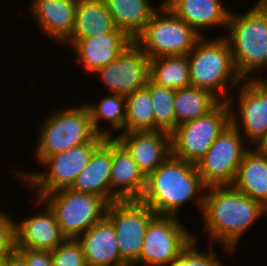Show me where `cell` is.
Wrapping results in <instances>:
<instances>
[{
    "label": "cell",
    "instance_id": "cell-40",
    "mask_svg": "<svg viewBox=\"0 0 267 266\" xmlns=\"http://www.w3.org/2000/svg\"><path fill=\"white\" fill-rule=\"evenodd\" d=\"M262 80L267 84V78H262Z\"/></svg>",
    "mask_w": 267,
    "mask_h": 266
},
{
    "label": "cell",
    "instance_id": "cell-10",
    "mask_svg": "<svg viewBox=\"0 0 267 266\" xmlns=\"http://www.w3.org/2000/svg\"><path fill=\"white\" fill-rule=\"evenodd\" d=\"M240 131L230 123L196 164L207 187L233 184L243 156L250 148L244 145Z\"/></svg>",
    "mask_w": 267,
    "mask_h": 266
},
{
    "label": "cell",
    "instance_id": "cell-25",
    "mask_svg": "<svg viewBox=\"0 0 267 266\" xmlns=\"http://www.w3.org/2000/svg\"><path fill=\"white\" fill-rule=\"evenodd\" d=\"M117 29L132 40L144 29L158 10L149 0H104Z\"/></svg>",
    "mask_w": 267,
    "mask_h": 266
},
{
    "label": "cell",
    "instance_id": "cell-24",
    "mask_svg": "<svg viewBox=\"0 0 267 266\" xmlns=\"http://www.w3.org/2000/svg\"><path fill=\"white\" fill-rule=\"evenodd\" d=\"M116 29L104 0H78L74 30L69 39H87Z\"/></svg>",
    "mask_w": 267,
    "mask_h": 266
},
{
    "label": "cell",
    "instance_id": "cell-3",
    "mask_svg": "<svg viewBox=\"0 0 267 266\" xmlns=\"http://www.w3.org/2000/svg\"><path fill=\"white\" fill-rule=\"evenodd\" d=\"M187 56L191 86L209 91L221 102H228L231 90L242 82L228 41L224 37L212 40L202 37Z\"/></svg>",
    "mask_w": 267,
    "mask_h": 266
},
{
    "label": "cell",
    "instance_id": "cell-15",
    "mask_svg": "<svg viewBox=\"0 0 267 266\" xmlns=\"http://www.w3.org/2000/svg\"><path fill=\"white\" fill-rule=\"evenodd\" d=\"M133 40L121 29L87 39H68L78 63L85 71L95 73L99 68L115 60Z\"/></svg>",
    "mask_w": 267,
    "mask_h": 266
},
{
    "label": "cell",
    "instance_id": "cell-34",
    "mask_svg": "<svg viewBox=\"0 0 267 266\" xmlns=\"http://www.w3.org/2000/svg\"><path fill=\"white\" fill-rule=\"evenodd\" d=\"M16 252L23 258L26 266H54L51 251L17 248Z\"/></svg>",
    "mask_w": 267,
    "mask_h": 266
},
{
    "label": "cell",
    "instance_id": "cell-32",
    "mask_svg": "<svg viewBox=\"0 0 267 266\" xmlns=\"http://www.w3.org/2000/svg\"><path fill=\"white\" fill-rule=\"evenodd\" d=\"M0 210V257H7L17 250L16 221Z\"/></svg>",
    "mask_w": 267,
    "mask_h": 266
},
{
    "label": "cell",
    "instance_id": "cell-21",
    "mask_svg": "<svg viewBox=\"0 0 267 266\" xmlns=\"http://www.w3.org/2000/svg\"><path fill=\"white\" fill-rule=\"evenodd\" d=\"M162 4L202 37L205 35L201 29L220 25L227 27L231 12L220 0H164Z\"/></svg>",
    "mask_w": 267,
    "mask_h": 266
},
{
    "label": "cell",
    "instance_id": "cell-30",
    "mask_svg": "<svg viewBox=\"0 0 267 266\" xmlns=\"http://www.w3.org/2000/svg\"><path fill=\"white\" fill-rule=\"evenodd\" d=\"M145 87L149 90L152 100L155 131L162 130L171 134L175 130V90L158 86L150 79Z\"/></svg>",
    "mask_w": 267,
    "mask_h": 266
},
{
    "label": "cell",
    "instance_id": "cell-38",
    "mask_svg": "<svg viewBox=\"0 0 267 266\" xmlns=\"http://www.w3.org/2000/svg\"><path fill=\"white\" fill-rule=\"evenodd\" d=\"M6 257H0V266H4Z\"/></svg>",
    "mask_w": 267,
    "mask_h": 266
},
{
    "label": "cell",
    "instance_id": "cell-17",
    "mask_svg": "<svg viewBox=\"0 0 267 266\" xmlns=\"http://www.w3.org/2000/svg\"><path fill=\"white\" fill-rule=\"evenodd\" d=\"M146 176L127 149L111 138L110 203L139 200L145 190Z\"/></svg>",
    "mask_w": 267,
    "mask_h": 266
},
{
    "label": "cell",
    "instance_id": "cell-4",
    "mask_svg": "<svg viewBox=\"0 0 267 266\" xmlns=\"http://www.w3.org/2000/svg\"><path fill=\"white\" fill-rule=\"evenodd\" d=\"M227 29L230 33L224 38L230 45L238 75L242 80L252 79L253 72L267 67V8L258 0L244 14L231 11Z\"/></svg>",
    "mask_w": 267,
    "mask_h": 266
},
{
    "label": "cell",
    "instance_id": "cell-39",
    "mask_svg": "<svg viewBox=\"0 0 267 266\" xmlns=\"http://www.w3.org/2000/svg\"><path fill=\"white\" fill-rule=\"evenodd\" d=\"M262 5L267 8V0H259Z\"/></svg>",
    "mask_w": 267,
    "mask_h": 266
},
{
    "label": "cell",
    "instance_id": "cell-28",
    "mask_svg": "<svg viewBox=\"0 0 267 266\" xmlns=\"http://www.w3.org/2000/svg\"><path fill=\"white\" fill-rule=\"evenodd\" d=\"M85 105L89 110L93 128L98 135L109 139L114 138L112 137L113 133H111V131L114 129L115 132L116 130L119 132L118 135L124 133V124L126 118L125 96L112 93L111 96L109 95L108 97H103L99 105H93L90 102L89 104L85 103ZM100 119H105V121H108L110 123L108 124L110 125L108 129L99 128L101 127V125L99 126Z\"/></svg>",
    "mask_w": 267,
    "mask_h": 266
},
{
    "label": "cell",
    "instance_id": "cell-2",
    "mask_svg": "<svg viewBox=\"0 0 267 266\" xmlns=\"http://www.w3.org/2000/svg\"><path fill=\"white\" fill-rule=\"evenodd\" d=\"M206 188L195 164L171 154L146 177L145 190L139 200L156 215L177 217L181 207L196 197L195 203L202 212Z\"/></svg>",
    "mask_w": 267,
    "mask_h": 266
},
{
    "label": "cell",
    "instance_id": "cell-23",
    "mask_svg": "<svg viewBox=\"0 0 267 266\" xmlns=\"http://www.w3.org/2000/svg\"><path fill=\"white\" fill-rule=\"evenodd\" d=\"M254 148L245 152L232 186L267 209V155Z\"/></svg>",
    "mask_w": 267,
    "mask_h": 266
},
{
    "label": "cell",
    "instance_id": "cell-7",
    "mask_svg": "<svg viewBox=\"0 0 267 266\" xmlns=\"http://www.w3.org/2000/svg\"><path fill=\"white\" fill-rule=\"evenodd\" d=\"M152 15L133 42L150 58L188 55L202 38L164 4Z\"/></svg>",
    "mask_w": 267,
    "mask_h": 266
},
{
    "label": "cell",
    "instance_id": "cell-36",
    "mask_svg": "<svg viewBox=\"0 0 267 266\" xmlns=\"http://www.w3.org/2000/svg\"><path fill=\"white\" fill-rule=\"evenodd\" d=\"M165 266H186V248L178 257L174 258L169 264Z\"/></svg>",
    "mask_w": 267,
    "mask_h": 266
},
{
    "label": "cell",
    "instance_id": "cell-37",
    "mask_svg": "<svg viewBox=\"0 0 267 266\" xmlns=\"http://www.w3.org/2000/svg\"><path fill=\"white\" fill-rule=\"evenodd\" d=\"M258 148L263 151L267 155V136L266 138L262 141V143L258 146Z\"/></svg>",
    "mask_w": 267,
    "mask_h": 266
},
{
    "label": "cell",
    "instance_id": "cell-33",
    "mask_svg": "<svg viewBox=\"0 0 267 266\" xmlns=\"http://www.w3.org/2000/svg\"><path fill=\"white\" fill-rule=\"evenodd\" d=\"M197 239L191 241L186 247V266H222V263L217 259V253L210 250L209 254L197 250L195 247Z\"/></svg>",
    "mask_w": 267,
    "mask_h": 266
},
{
    "label": "cell",
    "instance_id": "cell-12",
    "mask_svg": "<svg viewBox=\"0 0 267 266\" xmlns=\"http://www.w3.org/2000/svg\"><path fill=\"white\" fill-rule=\"evenodd\" d=\"M178 218L155 215L150 220L139 259L133 266H165L181 254L195 235Z\"/></svg>",
    "mask_w": 267,
    "mask_h": 266
},
{
    "label": "cell",
    "instance_id": "cell-29",
    "mask_svg": "<svg viewBox=\"0 0 267 266\" xmlns=\"http://www.w3.org/2000/svg\"><path fill=\"white\" fill-rule=\"evenodd\" d=\"M124 132L155 131V118L150 92L146 87L125 96Z\"/></svg>",
    "mask_w": 267,
    "mask_h": 266
},
{
    "label": "cell",
    "instance_id": "cell-31",
    "mask_svg": "<svg viewBox=\"0 0 267 266\" xmlns=\"http://www.w3.org/2000/svg\"><path fill=\"white\" fill-rule=\"evenodd\" d=\"M54 266H87L83 247L77 238H66L51 251Z\"/></svg>",
    "mask_w": 267,
    "mask_h": 266
},
{
    "label": "cell",
    "instance_id": "cell-20",
    "mask_svg": "<svg viewBox=\"0 0 267 266\" xmlns=\"http://www.w3.org/2000/svg\"><path fill=\"white\" fill-rule=\"evenodd\" d=\"M87 266H127L119 252L113 223L104 216L78 238Z\"/></svg>",
    "mask_w": 267,
    "mask_h": 266
},
{
    "label": "cell",
    "instance_id": "cell-13",
    "mask_svg": "<svg viewBox=\"0 0 267 266\" xmlns=\"http://www.w3.org/2000/svg\"><path fill=\"white\" fill-rule=\"evenodd\" d=\"M235 90H240L237 108L239 113H235L230 98L228 103L231 108V123L236 128L242 123L240 129L250 138L249 142L258 147L267 136V84L260 77L254 76L252 79H243Z\"/></svg>",
    "mask_w": 267,
    "mask_h": 266
},
{
    "label": "cell",
    "instance_id": "cell-6",
    "mask_svg": "<svg viewBox=\"0 0 267 266\" xmlns=\"http://www.w3.org/2000/svg\"><path fill=\"white\" fill-rule=\"evenodd\" d=\"M95 132L87 106L67 107L46 117L41 125L35 153L41 163L49 156L91 142Z\"/></svg>",
    "mask_w": 267,
    "mask_h": 266
},
{
    "label": "cell",
    "instance_id": "cell-11",
    "mask_svg": "<svg viewBox=\"0 0 267 266\" xmlns=\"http://www.w3.org/2000/svg\"><path fill=\"white\" fill-rule=\"evenodd\" d=\"M140 200H118L108 204L106 217L115 228L121 260L133 266L139 259L147 225L155 216Z\"/></svg>",
    "mask_w": 267,
    "mask_h": 266
},
{
    "label": "cell",
    "instance_id": "cell-9",
    "mask_svg": "<svg viewBox=\"0 0 267 266\" xmlns=\"http://www.w3.org/2000/svg\"><path fill=\"white\" fill-rule=\"evenodd\" d=\"M230 109L228 102H220L206 115L177 126L171 133L172 155L196 165L231 123Z\"/></svg>",
    "mask_w": 267,
    "mask_h": 266
},
{
    "label": "cell",
    "instance_id": "cell-8",
    "mask_svg": "<svg viewBox=\"0 0 267 266\" xmlns=\"http://www.w3.org/2000/svg\"><path fill=\"white\" fill-rule=\"evenodd\" d=\"M53 211L62 234L78 238L105 215L108 203L100 196L71 188L45 194L40 198Z\"/></svg>",
    "mask_w": 267,
    "mask_h": 266
},
{
    "label": "cell",
    "instance_id": "cell-5",
    "mask_svg": "<svg viewBox=\"0 0 267 266\" xmlns=\"http://www.w3.org/2000/svg\"><path fill=\"white\" fill-rule=\"evenodd\" d=\"M106 138L97 135L91 142L80 144L62 153L44 159L40 164L46 171L25 172L14 169L15 176L33 188L41 198L45 194L62 189L71 188L78 174L87 166L92 153L104 142ZM46 172V173H45Z\"/></svg>",
    "mask_w": 267,
    "mask_h": 266
},
{
    "label": "cell",
    "instance_id": "cell-27",
    "mask_svg": "<svg viewBox=\"0 0 267 266\" xmlns=\"http://www.w3.org/2000/svg\"><path fill=\"white\" fill-rule=\"evenodd\" d=\"M220 102L216 96L204 89L189 86L175 90V129L180 124L206 115Z\"/></svg>",
    "mask_w": 267,
    "mask_h": 266
},
{
    "label": "cell",
    "instance_id": "cell-22",
    "mask_svg": "<svg viewBox=\"0 0 267 266\" xmlns=\"http://www.w3.org/2000/svg\"><path fill=\"white\" fill-rule=\"evenodd\" d=\"M111 138L92 153L87 166L78 174L71 189L94 194L110 204Z\"/></svg>",
    "mask_w": 267,
    "mask_h": 266
},
{
    "label": "cell",
    "instance_id": "cell-26",
    "mask_svg": "<svg viewBox=\"0 0 267 266\" xmlns=\"http://www.w3.org/2000/svg\"><path fill=\"white\" fill-rule=\"evenodd\" d=\"M149 79L158 86L173 90L191 86L188 56L171 55L150 59Z\"/></svg>",
    "mask_w": 267,
    "mask_h": 266
},
{
    "label": "cell",
    "instance_id": "cell-16",
    "mask_svg": "<svg viewBox=\"0 0 267 266\" xmlns=\"http://www.w3.org/2000/svg\"><path fill=\"white\" fill-rule=\"evenodd\" d=\"M113 137L127 149L146 177L172 154L171 134L162 130L124 132Z\"/></svg>",
    "mask_w": 267,
    "mask_h": 266
},
{
    "label": "cell",
    "instance_id": "cell-1",
    "mask_svg": "<svg viewBox=\"0 0 267 266\" xmlns=\"http://www.w3.org/2000/svg\"><path fill=\"white\" fill-rule=\"evenodd\" d=\"M267 209L232 185L206 188L201 212L206 232L211 240L222 243L228 253L234 252L239 239Z\"/></svg>",
    "mask_w": 267,
    "mask_h": 266
},
{
    "label": "cell",
    "instance_id": "cell-14",
    "mask_svg": "<svg viewBox=\"0 0 267 266\" xmlns=\"http://www.w3.org/2000/svg\"><path fill=\"white\" fill-rule=\"evenodd\" d=\"M150 58L132 42L122 53L93 75L100 77L110 93L127 96L147 85Z\"/></svg>",
    "mask_w": 267,
    "mask_h": 266
},
{
    "label": "cell",
    "instance_id": "cell-18",
    "mask_svg": "<svg viewBox=\"0 0 267 266\" xmlns=\"http://www.w3.org/2000/svg\"><path fill=\"white\" fill-rule=\"evenodd\" d=\"M37 206L45 209L31 217L16 221L17 248L53 251L66 237L62 234L53 211L40 198ZM44 205V206H43Z\"/></svg>",
    "mask_w": 267,
    "mask_h": 266
},
{
    "label": "cell",
    "instance_id": "cell-19",
    "mask_svg": "<svg viewBox=\"0 0 267 266\" xmlns=\"http://www.w3.org/2000/svg\"><path fill=\"white\" fill-rule=\"evenodd\" d=\"M78 0H31L30 14L54 43L63 45L72 35Z\"/></svg>",
    "mask_w": 267,
    "mask_h": 266
},
{
    "label": "cell",
    "instance_id": "cell-35",
    "mask_svg": "<svg viewBox=\"0 0 267 266\" xmlns=\"http://www.w3.org/2000/svg\"><path fill=\"white\" fill-rule=\"evenodd\" d=\"M4 266H26L23 258L15 252L14 254L7 256Z\"/></svg>",
    "mask_w": 267,
    "mask_h": 266
}]
</instances>
